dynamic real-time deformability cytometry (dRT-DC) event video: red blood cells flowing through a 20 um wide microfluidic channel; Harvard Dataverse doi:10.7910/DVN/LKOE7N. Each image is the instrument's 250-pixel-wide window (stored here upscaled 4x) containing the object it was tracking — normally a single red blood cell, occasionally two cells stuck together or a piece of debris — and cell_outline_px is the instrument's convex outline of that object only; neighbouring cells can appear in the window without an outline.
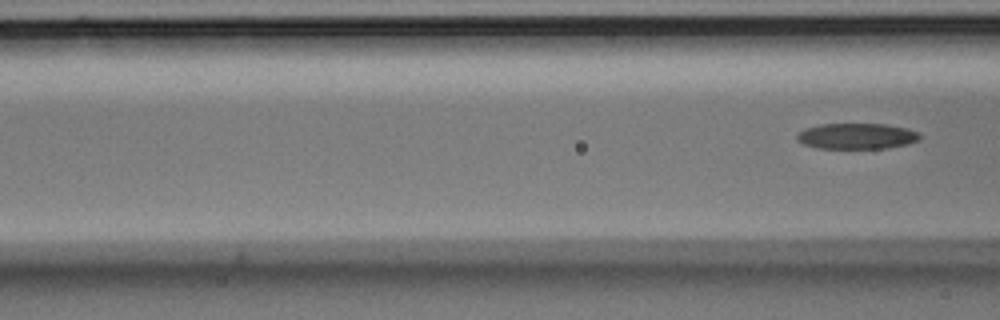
{"species": "Egyptian fruit bat (a non-hibernating species)", "species_latin": "Rousettus aegyptiacus", "temperature_condition": "room temperature", "stored_images_in_passage": 7, "camera_frame_rate_fps": 3000, "um_per_image_px": 0.085, "animal": {"sex": "male"}, "frame": {"image": 1, "passage_image": 7, "time_ms": 2.0, "image_size_px": [1000, 320], "cell_outline_px": [[920, 140], [908, 144], [888, 148], [816, 148], [804, 144], [796, 140], [796, 136], [804, 128], [820, 124], [884, 124], [908, 128], [916, 132], [920, 136]], "centroid_in_image_um": [72.81, 11.57], "position_along_channel_um": 93.8, "area_um2": 18.5}}